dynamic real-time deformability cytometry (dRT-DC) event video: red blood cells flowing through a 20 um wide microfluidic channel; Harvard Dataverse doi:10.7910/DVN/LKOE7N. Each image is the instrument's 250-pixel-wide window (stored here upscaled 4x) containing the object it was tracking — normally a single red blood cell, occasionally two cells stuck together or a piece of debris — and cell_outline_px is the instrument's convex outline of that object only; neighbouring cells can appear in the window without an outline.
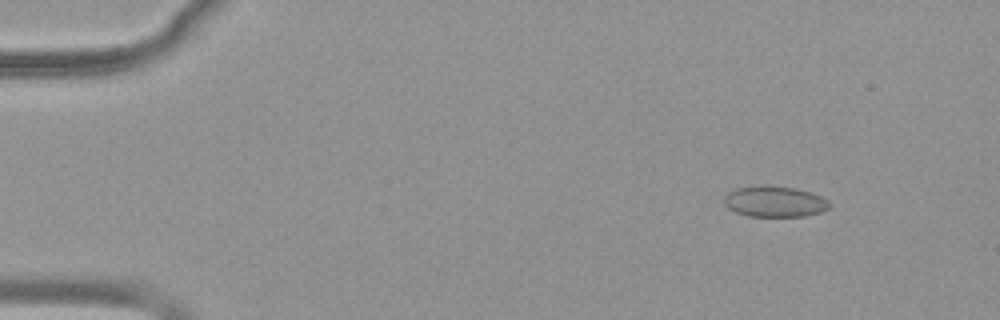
{"species": "common noctule bat (a hibernating species)", "species_latin": "Nyctalus noctula", "temperature_condition": "warm", "stored_images_in_passage": 55, "camera_frame_rate_fps": 3000, "um_per_image_px": 0.085, "animal": {"sex": "female", "body_mass_g": 19.9}, "frame": {"image": 1, "passage_image": 6, "time_ms": 1.667, "image_size_px": [1000, 320], "cell_outline_px": [[828, 208], [820, 212], [804, 216], [748, 216], [736, 212], [728, 208], [724, 204], [724, 196], [728, 192], [736, 188], [764, 184], [796, 188], [820, 196], [828, 200]], "centroid_in_image_um": [65.79, 17.12], "position_along_channel_um": 19.2, "area_um2": 18.96}}
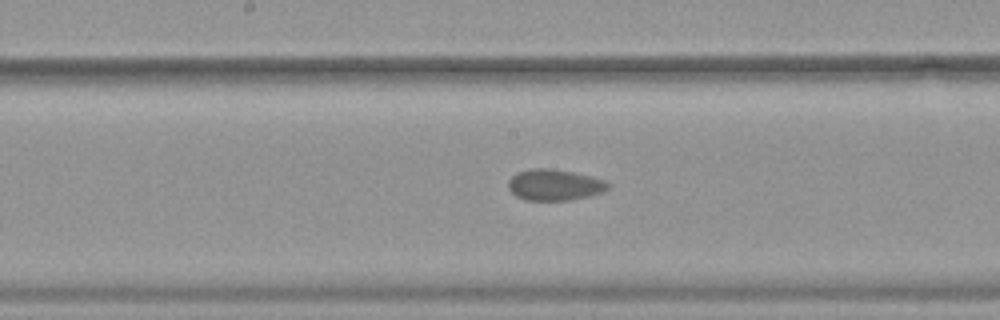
{"frame": {"image": 2, "passage_image": 29, "time_ms": 9.333, "image_size_px": [1000, 320], "cell_outline_px": [[612, 184], [604, 192], [588, 196], [568, 200], [524, 200], [516, 196], [508, 188], [508, 180], [516, 172], [532, 168], [548, 168], [572, 172], [592, 176], [604, 180]], "centroid_in_image_um": [47.13, 15.71], "position_along_channel_um": 201.1, "area_um2": 18.21}}
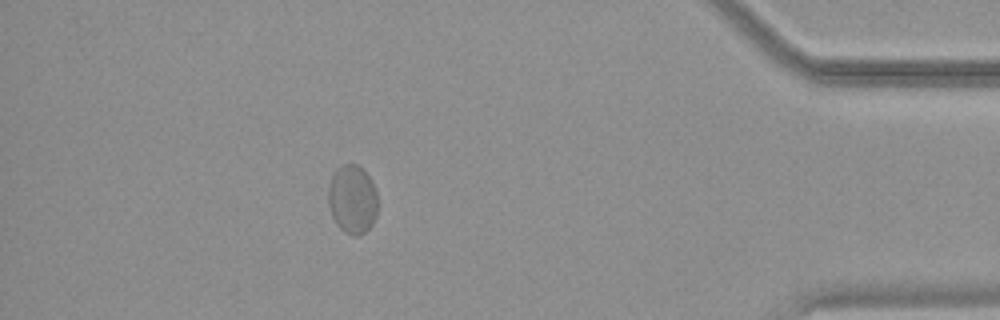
{"frame": {"image": 3, "passage_image": 49, "time_ms": 16.0, "image_size_px": [1000, 320], "cell_outline_px": [[376, 216], [372, 224], [364, 232], [356, 236], [344, 232], [336, 224], [332, 216], [328, 204], [328, 188], [332, 176], [336, 168], [340, 164], [356, 164], [372, 180], [376, 188]], "centroid_in_image_um": [29.93, 16.93], "position_along_channel_um": 405.3, "area_um2": 19.77}, "authors_computed_cell_mechanics": {"area_um2": 18.496, "velocity_mm_per_s": 3.701, "shape_relaxation_time_tau1_ms": 3.7798, "shape_relaxation_time_tau2_ms": 1.4044, "deformation_change_tau1": 0.0407, "deformation_change_tau2": 0.0352}}